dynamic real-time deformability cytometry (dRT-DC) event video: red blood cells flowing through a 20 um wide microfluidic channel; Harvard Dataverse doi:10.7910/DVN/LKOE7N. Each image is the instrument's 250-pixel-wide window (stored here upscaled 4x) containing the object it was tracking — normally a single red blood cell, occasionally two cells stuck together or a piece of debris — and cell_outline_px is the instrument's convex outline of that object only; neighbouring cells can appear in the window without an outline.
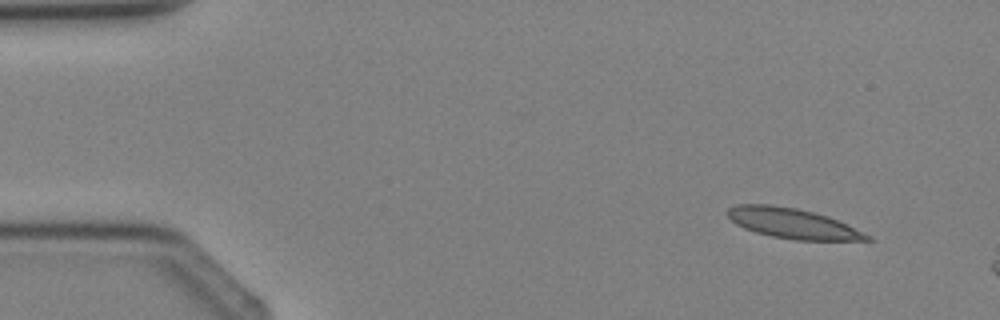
{"species": "Egyptian fruit bat (a non-hibernating species)", "species_latin": "Rousettus aegyptiacus", "temperature_condition": "cold", "stored_images_in_passage": 4, "segment_of_instrument_passage": [1, 2], "camera_frame_rate_fps": 3000, "um_per_image_px": 0.085, "animal": {"sex": "female"}, "frame": {"image": 1, "passage_image": 2, "time_ms": 1.0, "image_size_px": [1000, 320], "cell_outline_px": [[872, 240], [796, 240], [772, 236], [756, 232], [744, 228], [736, 224], [728, 216], [728, 208], [736, 204], [772, 204], [796, 208], [828, 216], [848, 224], [872, 236]], "centroid_in_image_um": [67.39, 18.98], "position_along_channel_um": 17.6, "area_um2": 24.45}}